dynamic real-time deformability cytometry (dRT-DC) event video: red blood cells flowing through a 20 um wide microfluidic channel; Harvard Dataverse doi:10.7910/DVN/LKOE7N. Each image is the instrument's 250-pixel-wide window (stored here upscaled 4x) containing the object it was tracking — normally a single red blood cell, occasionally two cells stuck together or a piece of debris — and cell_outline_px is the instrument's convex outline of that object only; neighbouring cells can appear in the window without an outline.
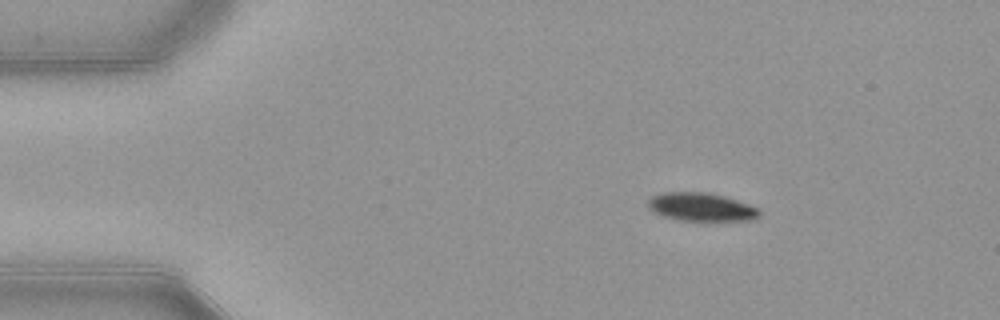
{"species": "common noctule bat (a hibernating species)", "species_latin": "Nyctalus noctula", "temperature_condition": "warm", "stored_images_in_passage": 52, "camera_frame_rate_fps": 3000, "um_per_image_px": 0.085, "animal": {"sex": "female", "body_mass_g": 21.9}, "frame": {"image": 1, "passage_image": 8, "time_ms": 2.333, "image_size_px": [1000, 320], "cell_outline_px": [[760, 216], [756, 220], [716, 224], [676, 220], [652, 212], [648, 208], [648, 200], [652, 196], [664, 192], [708, 192], [724, 196], [760, 208]], "centroid_in_image_um": [59.68, 17.66], "position_along_channel_um": 25.3, "area_um2": 19.59}}
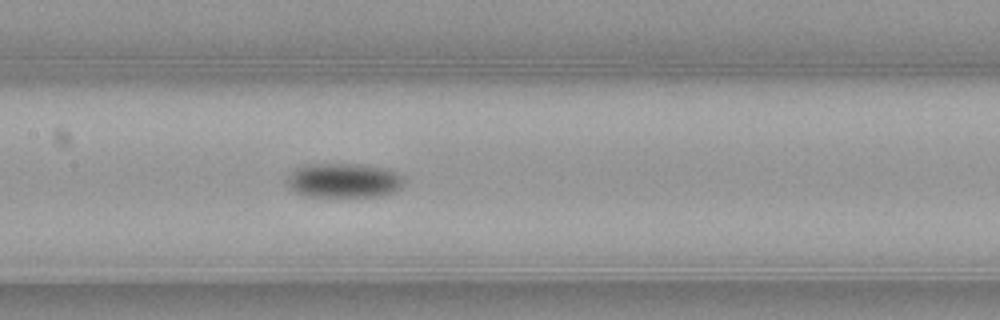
{"frame": {"image": 2, "passage_image": 25, "time_ms": 8.0, "image_size_px": [1000, 320], "cell_outline_px": [[404, 180], [400, 188], [392, 192], [380, 196], [304, 196], [288, 188], [288, 172], [304, 164], [360, 164], [384, 168], [396, 172]], "centroid_in_image_um": [29.17, 15.33], "position_along_channel_um": 178.2, "area_um2": 23.47}}
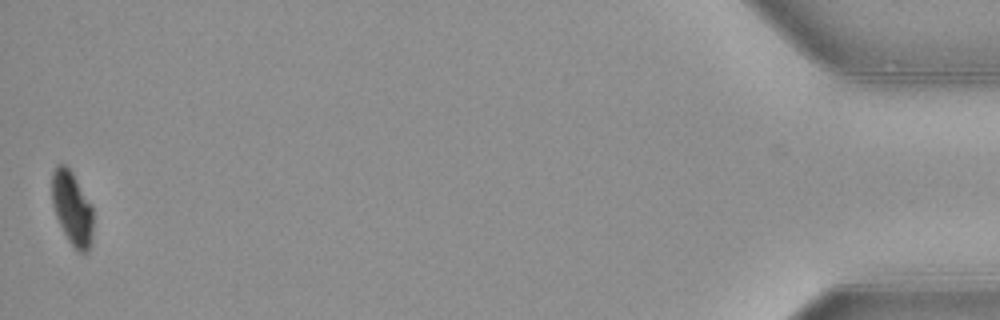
{"frame": {"image": 3, "passage_image": 52, "time_ms": 17.0, "image_size_px": [1000, 320], "cell_outline_px": [[92, 232], [88, 252], [84, 256], [68, 240], [56, 216], [52, 204], [52, 172], [56, 164], [64, 164], [72, 172], [92, 208]], "centroid_in_image_um": [6.11, 17.7], "position_along_channel_um": 429.1, "area_um2": 17.34}, "authors_computed_cell_mechanics": {"area_um2": 20.6346, "velocity_mm_per_s": 3.901, "shape_relaxation_time_tau1_ms": 2.3241, "shape_relaxation_time_tau2_ms": null, "deformation_change_tau1": 0.1141, "deformation_change_tau2": null}}